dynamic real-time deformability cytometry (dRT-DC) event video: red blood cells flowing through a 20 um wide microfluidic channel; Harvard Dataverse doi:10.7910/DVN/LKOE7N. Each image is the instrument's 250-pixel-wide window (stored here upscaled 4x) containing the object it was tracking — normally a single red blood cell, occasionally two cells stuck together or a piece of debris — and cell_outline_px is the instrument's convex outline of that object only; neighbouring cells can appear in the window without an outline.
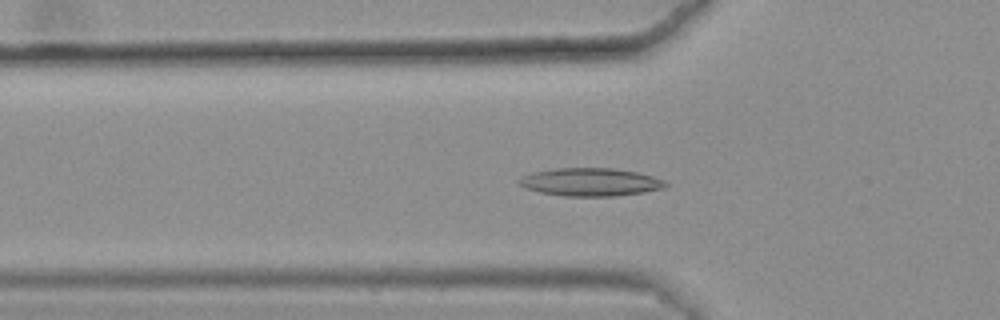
{"species": "common noctule bat (a hibernating species)", "species_latin": "Nyctalus noctula", "temperature_condition": "warm", "stored_images_in_passage": 32, "camera_frame_rate_fps": 3000, "um_per_image_px": 0.085, "animal": {"sex": "female", "body_mass_g": 25.1}, "frame": {"image": 1, "passage_image": 4, "time_ms": 1.0, "image_size_px": [1000, 320], "cell_outline_px": [[668, 184], [664, 188], [644, 192], [616, 196], [564, 196], [540, 192], [524, 188], [516, 184], [516, 180], [520, 176], [532, 172], [556, 168], [612, 168], [636, 172], [652, 176], [664, 180]], "centroid_in_image_um": [50.12, 15.47], "position_along_channel_um": 75.7, "area_um2": 24.1}}
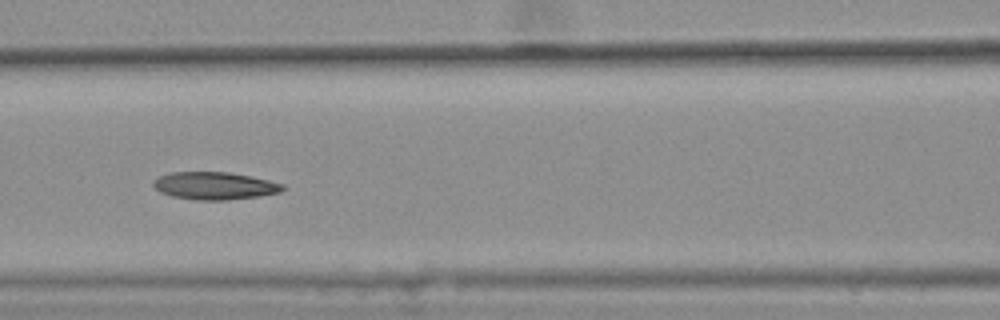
{"frame": {"image": 2, "passage_image": 10, "time_ms": 3.0, "image_size_px": [1000, 320], "cell_outline_px": [[284, 188], [280, 192], [260, 196], [228, 200], [196, 200], [172, 196], [160, 192], [152, 184], [152, 180], [160, 176], [172, 172], [228, 172], [268, 180], [284, 184]], "centroid_in_image_um": [18.23, 15.79], "position_along_channel_um": 148.4, "area_um2": 20.69}}
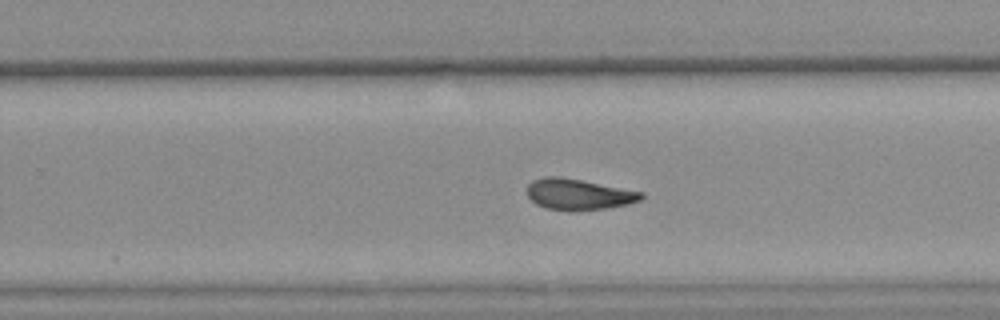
{"frame": {"image": 3, "passage_image": 21, "time_ms": 6.667, "image_size_px": [1000, 320], "cell_outline_px": [[644, 196], [640, 200], [628, 204], [604, 208], [576, 212], [572, 212], [544, 208], [536, 204], [528, 196], [528, 184], [532, 180], [544, 176], [560, 176], [644, 192]], "centroid_in_image_um": [49.15, 16.53], "position_along_channel_um": 280.6, "area_um2": 20.81}, "authors_computed_cell_mechanics": {"area_um2": 20.7502, "velocity_mm_per_s": 3.6184, "shape_relaxation_time_tau1_ms": null, "shape_relaxation_time_tau2_ms": 5.6475, "deformation_change_tau1": null, "deformation_change_tau2": 0.138}}